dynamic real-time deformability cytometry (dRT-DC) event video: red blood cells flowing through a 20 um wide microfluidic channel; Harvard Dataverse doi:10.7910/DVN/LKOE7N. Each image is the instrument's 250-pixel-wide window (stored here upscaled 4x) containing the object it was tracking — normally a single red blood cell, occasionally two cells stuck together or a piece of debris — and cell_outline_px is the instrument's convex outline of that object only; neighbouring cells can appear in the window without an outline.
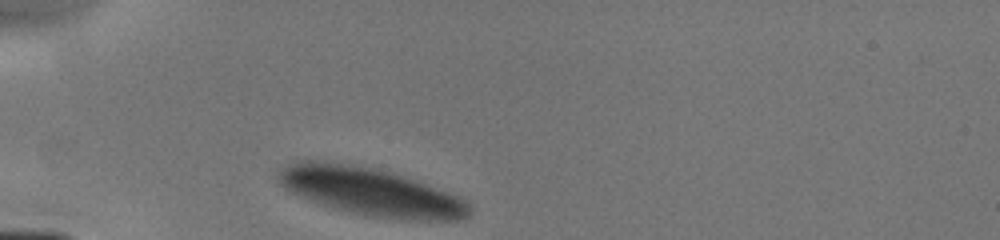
{"species": "human", "species_latin": "Homo sapiens", "temperature_condition": "cold", "stored_images_in_passage": 8, "camera_frame_rate_fps": 3000, "um_per_image_px": 0.085, "donor": {"sex": "male"}, "frame": {"image": 1, "passage_image": 1, "time_ms": 0.0, "image_size_px": [1000, 240], "cell_outline_px": [[472, 212], [464, 220], [396, 220], [364, 216], [348, 212], [320, 204], [308, 200], [284, 188], [280, 184], [276, 176], [288, 164], [296, 160], [312, 160], [352, 164], [376, 168], [392, 172], [416, 180], [448, 192], [464, 200], [472, 208]], "centroid_in_image_um": [31.52, 16.31], "position_along_channel_um": 53.5, "area_um2": 53.7}}